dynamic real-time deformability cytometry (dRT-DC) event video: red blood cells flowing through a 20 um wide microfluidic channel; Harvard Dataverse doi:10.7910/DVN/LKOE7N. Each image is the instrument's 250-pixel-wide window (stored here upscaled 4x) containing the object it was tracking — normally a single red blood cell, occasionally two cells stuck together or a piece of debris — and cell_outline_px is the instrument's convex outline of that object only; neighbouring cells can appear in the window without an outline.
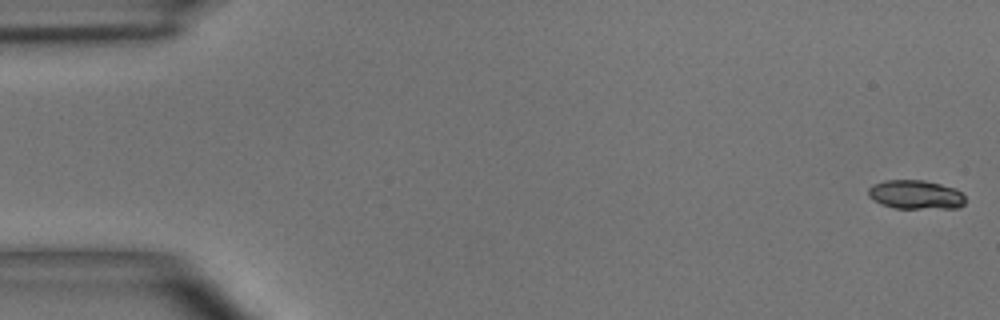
{"species": "common noctule bat (a hibernating species)", "species_latin": "Nyctalus noctula", "temperature_condition": "room temperature", "stored_images_in_passage": 5, "camera_frame_rate_fps": 3000, "um_per_image_px": 0.085, "animal": {"sex": "male", "body_mass_g": 15.6}, "frame": {"image": 1, "passage_image": 1, "time_ms": 0.0, "image_size_px": [1000, 320], "cell_outline_px": [[964, 204], [956, 208], [896, 208], [880, 204], [872, 200], [868, 196], [868, 188], [872, 184], [884, 180], [924, 180], [956, 188], [964, 196]], "centroid_in_image_um": [77.79, 16.54], "position_along_channel_um": 7.2, "area_um2": 16.47}}
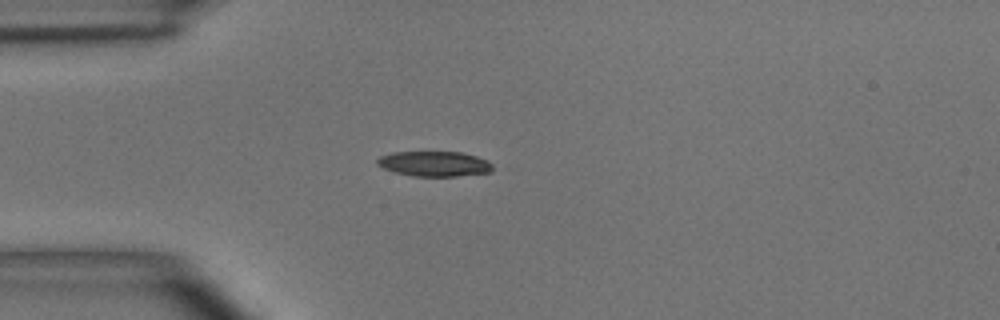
{"frame": {"image": 2, "passage_image": 5, "time_ms": 4.333, "image_size_px": [1000, 320], "cell_outline_px": [[492, 172], [456, 176], [412, 176], [396, 172], [384, 168], [376, 164], [376, 160], [380, 156], [392, 152], [460, 152], [476, 156], [488, 160], [492, 164]], "centroid_in_image_um": [36.92, 13.92], "position_along_channel_um": 48.1, "area_um2": 16.88}}